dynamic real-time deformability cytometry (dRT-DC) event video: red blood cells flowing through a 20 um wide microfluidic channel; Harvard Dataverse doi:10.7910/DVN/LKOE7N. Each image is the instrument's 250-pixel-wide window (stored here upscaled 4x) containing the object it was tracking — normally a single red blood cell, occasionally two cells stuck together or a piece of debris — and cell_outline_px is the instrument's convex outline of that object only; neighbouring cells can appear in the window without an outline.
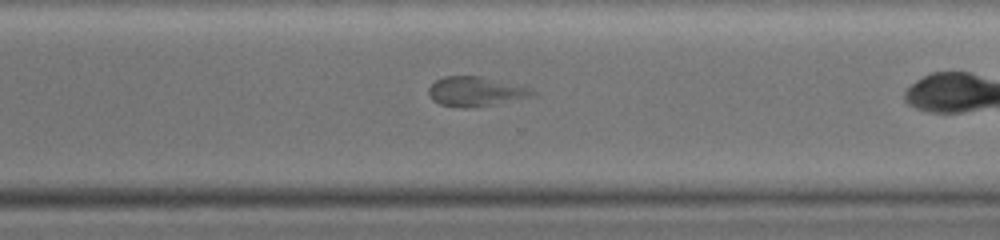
{"species": "common noctule bat (a hibernating species)", "species_latin": "Nyctalus noctula", "temperature_condition": "warm", "stored_images_in_passage": 34, "camera_frame_rate_fps": 3000, "um_per_image_px": 0.085, "animal": {"sex": "female", "body_mass_g": 19.0, "forearm_length_mm": 51.5}, "frame": {"image": 1, "passage_image": 29, "time_ms": 11.667, "image_size_px": [1000, 240], "cell_outline_px": [[536, 96], [492, 104], [464, 108], [460, 108], [440, 104], [432, 100], [428, 92], [428, 88], [436, 80], [444, 76], [480, 76], [532, 88], [536, 92]], "centroid_in_image_um": [40.43, 7.77], "position_along_channel_um": 330.2, "area_um2": 17.8}}